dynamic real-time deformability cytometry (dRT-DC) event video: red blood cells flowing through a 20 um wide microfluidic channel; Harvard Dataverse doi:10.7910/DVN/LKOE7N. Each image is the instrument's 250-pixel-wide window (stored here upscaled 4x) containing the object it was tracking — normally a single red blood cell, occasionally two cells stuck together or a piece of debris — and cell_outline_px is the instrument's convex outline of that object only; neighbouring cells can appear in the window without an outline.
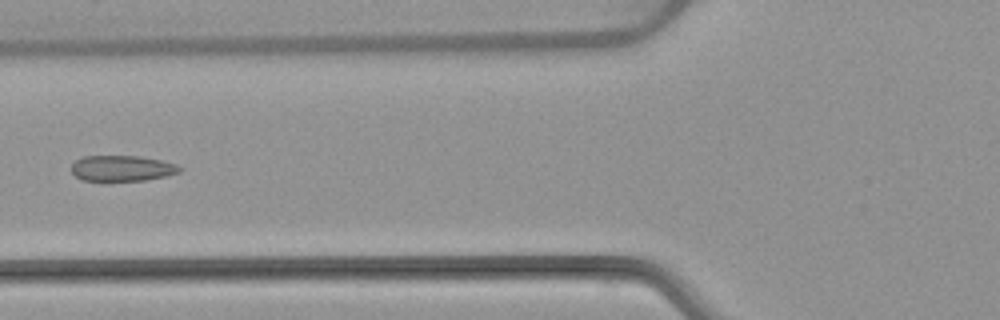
{"species": "common noctule bat (a hibernating species)", "species_latin": "Nyctalus noctula", "temperature_condition": "warm", "stored_images_in_passage": 5, "camera_frame_rate_fps": 3000, "um_per_image_px": 0.085, "animal": {"sex": "female", "body_mass_g": 22.7, "forearm_length_mm": 54.2}, "frame": {"image": 1, "passage_image": 5, "time_ms": 5.0, "image_size_px": [1000, 320], "cell_outline_px": [[184, 168], [180, 172], [164, 176], [144, 180], [104, 184], [84, 180], [76, 176], [72, 172], [72, 164], [76, 160], [84, 156], [140, 156], [160, 160], [176, 164]], "centroid_in_image_um": [10.35, 14.35], "position_along_channel_um": 115.5, "area_um2": 16.88}}